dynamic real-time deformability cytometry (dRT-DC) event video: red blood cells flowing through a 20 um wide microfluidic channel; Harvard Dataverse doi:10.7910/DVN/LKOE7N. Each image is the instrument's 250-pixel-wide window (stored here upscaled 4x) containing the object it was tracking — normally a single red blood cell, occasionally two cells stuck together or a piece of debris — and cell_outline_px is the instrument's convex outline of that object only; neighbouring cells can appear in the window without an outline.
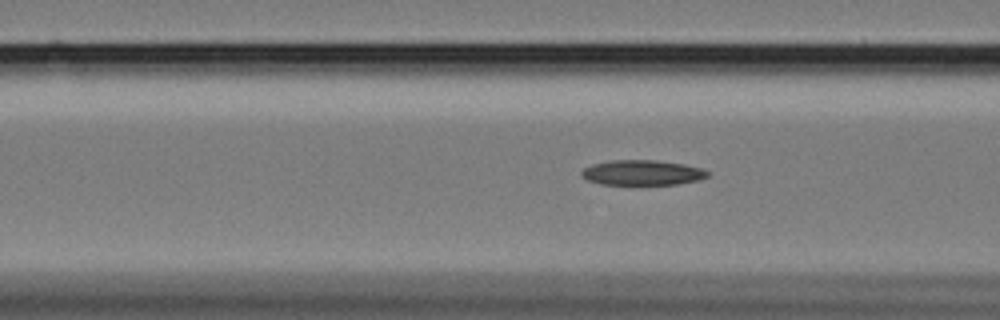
{"species": "Egyptian fruit bat (a non-hibernating species)", "species_latin": "Rousettus aegyptiacus", "temperature_condition": "cold", "stored_images_in_passage": 44, "camera_frame_rate_fps": 3000, "um_per_image_px": 0.085, "animal": {"sex": "female"}, "frame": {"image": 1, "passage_image": 7, "time_ms": 2.0, "image_size_px": [1000, 320], "cell_outline_px": [[708, 176], [700, 180], [676, 184], [600, 184], [588, 180], [580, 176], [580, 172], [584, 168], [592, 164], [612, 160], [656, 160], [684, 164], [700, 168], [708, 172]], "centroid_in_image_um": [54.56, 14.67], "position_along_channel_um": 112.0, "area_um2": 18.38}}
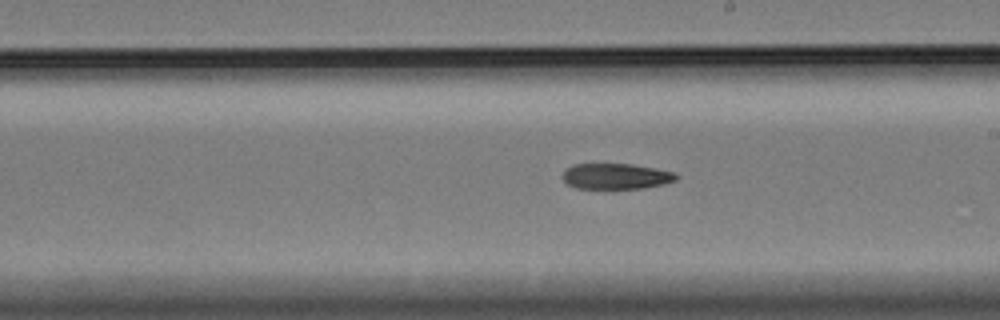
{"frame": {"image": 2, "passage_image": 18, "time_ms": 5.667, "image_size_px": [1000, 320], "cell_outline_px": [[680, 176], [676, 180], [664, 184], [644, 188], [576, 188], [568, 184], [560, 176], [572, 164], [632, 164], [656, 168], [676, 172]], "centroid_in_image_um": [52.4, 14.98], "position_along_channel_um": 236.6, "area_um2": 17.11}}
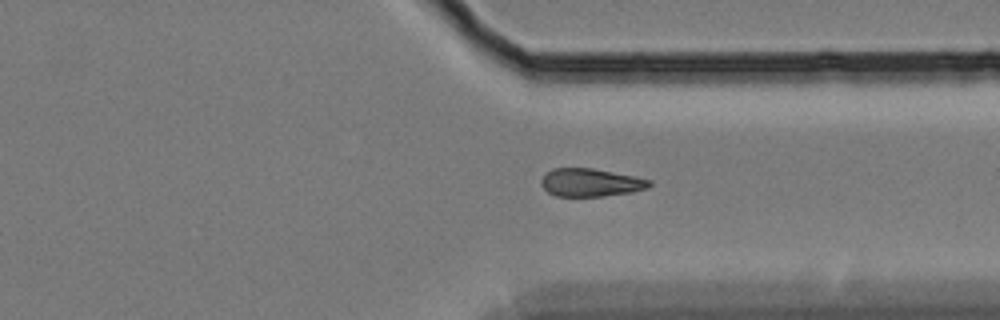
{"frame": {"image": 3, "passage_image": 29, "time_ms": 9.333, "image_size_px": [1000, 320], "cell_outline_px": [[652, 184], [648, 188], [632, 192], [604, 196], [556, 196], [548, 192], [540, 184], [540, 180], [552, 168], [592, 168], [636, 176], [652, 180]], "centroid_in_image_um": [50.23, 15.51], "position_along_channel_um": 361.2, "area_um2": 17.74}}